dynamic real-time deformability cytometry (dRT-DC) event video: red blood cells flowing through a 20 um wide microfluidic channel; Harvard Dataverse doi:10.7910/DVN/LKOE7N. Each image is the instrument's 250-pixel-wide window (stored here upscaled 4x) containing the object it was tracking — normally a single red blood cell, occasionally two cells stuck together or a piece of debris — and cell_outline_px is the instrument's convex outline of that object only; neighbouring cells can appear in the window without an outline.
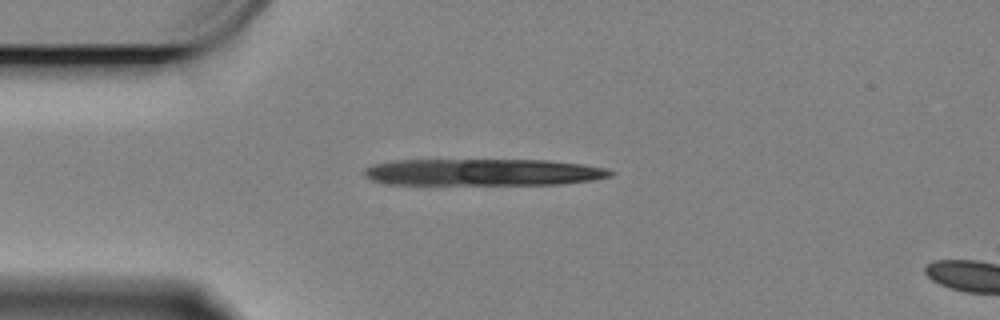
{"species": "Egyptian fruit bat (a non-hibernating species)", "species_latin": "Rousettus aegyptiacus", "temperature_condition": "cold", "stored_images_in_passage": 2, "camera_frame_rate_fps": 3000, "um_per_image_px": 0.085, "animal": {"sex": "female"}, "frame": {"image": 1, "passage_image": 1, "time_ms": 0.0, "image_size_px": [1000, 320], "cell_outline_px": [[616, 172], [612, 176], [596, 180], [560, 184], [388, 184], [372, 180], [364, 176], [364, 168], [372, 164], [392, 160], [548, 160], [580, 164], [608, 168]], "centroid_in_image_um": [41.09, 14.63], "position_along_channel_um": 43.9, "area_um2": 38.73}}